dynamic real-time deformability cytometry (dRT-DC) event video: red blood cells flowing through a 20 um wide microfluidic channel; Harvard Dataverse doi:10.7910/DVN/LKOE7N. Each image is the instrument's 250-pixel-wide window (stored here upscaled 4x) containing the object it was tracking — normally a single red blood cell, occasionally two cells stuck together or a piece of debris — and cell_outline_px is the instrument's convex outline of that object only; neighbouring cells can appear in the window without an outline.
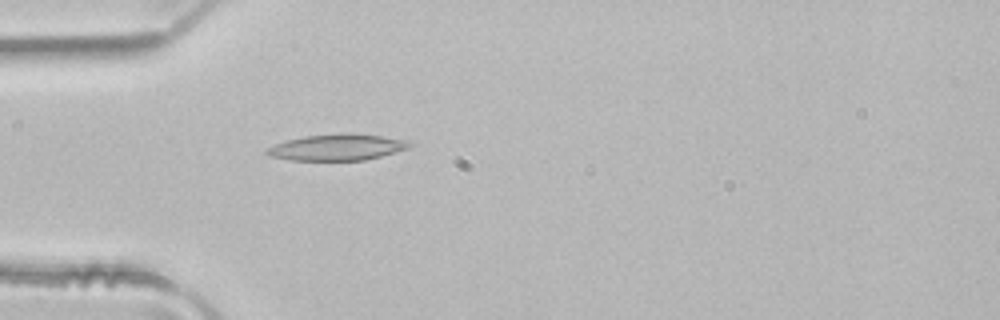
{"species": "common noctule bat (a hibernating species)", "species_latin": "Nyctalus noctula", "temperature_condition": "room temperature", "stored_images_in_passage": 4, "camera_frame_rate_fps": 3000, "um_per_image_px": 0.085, "animal": {"sex": "male", "body_mass_g": 21.5, "forearm_length_mm": 52.0}, "frame": {"image": 1, "passage_image": 4, "time_ms": 1.0, "image_size_px": [1000, 320], "cell_outline_px": [[416, 144], [408, 148], [380, 156], [364, 160], [292, 160], [268, 156], [264, 152], [264, 148], [284, 140], [304, 136], [340, 132], [348, 132], [380, 136], [404, 140]], "centroid_in_image_um": [28.58, 12.5], "position_along_channel_um": 56.4, "area_um2": 22.08}}